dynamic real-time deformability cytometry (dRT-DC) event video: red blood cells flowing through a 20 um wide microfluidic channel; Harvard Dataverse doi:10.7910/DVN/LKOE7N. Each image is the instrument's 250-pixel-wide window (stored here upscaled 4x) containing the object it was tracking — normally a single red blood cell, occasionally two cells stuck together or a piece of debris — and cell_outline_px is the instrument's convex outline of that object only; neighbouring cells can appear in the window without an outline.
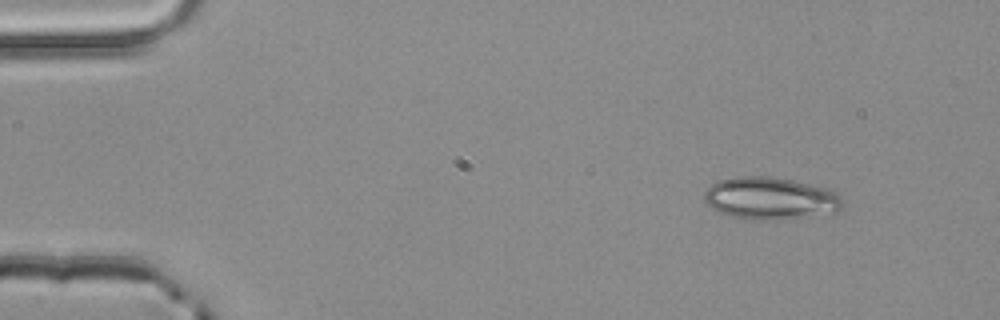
{"species": "common noctule bat (a hibernating species)", "species_latin": "Nyctalus noctula", "temperature_condition": "room temperature", "stored_images_in_passage": 3, "camera_frame_rate_fps": 3000, "um_per_image_px": 0.085, "animal": {"sex": "male", "body_mass_g": 20.4}, "frame": {"image": 1, "passage_image": 1, "time_ms": 0.0, "image_size_px": [1000, 320], "cell_outline_px": [[844, 200], [840, 208], [836, 212], [776, 220], [760, 220], [732, 216], [720, 212], [712, 208], [704, 200], [704, 192], [712, 184], [720, 180], [740, 176], [768, 176], [792, 180], [832, 188]], "centroid_in_image_um": [65.52, 16.84], "position_along_channel_um": 19.5, "area_um2": 34.04}}